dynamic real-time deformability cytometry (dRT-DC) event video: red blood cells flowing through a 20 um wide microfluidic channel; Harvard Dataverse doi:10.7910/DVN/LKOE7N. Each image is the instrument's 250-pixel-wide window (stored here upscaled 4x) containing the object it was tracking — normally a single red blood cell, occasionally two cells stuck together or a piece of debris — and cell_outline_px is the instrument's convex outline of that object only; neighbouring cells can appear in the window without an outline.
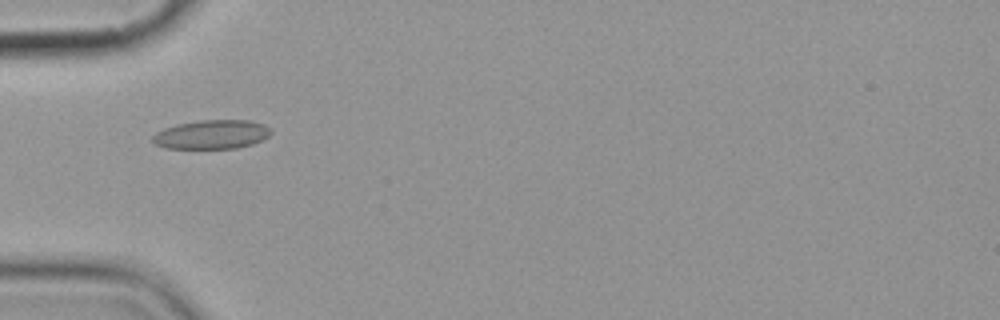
{"species": "common noctule bat (a hibernating species)", "species_latin": "Nyctalus noctula", "temperature_condition": "cold", "stored_images_in_passage": 6, "camera_frame_rate_fps": 3000, "um_per_image_px": 0.085, "animal": {"sex": "female", "body_mass_g": 19.9}, "frame": {"image": 1, "passage_image": 6, "time_ms": 5.667, "image_size_px": [1000, 320], "cell_outline_px": [[272, 132], [268, 136], [252, 144], [236, 148], [168, 148], [156, 144], [152, 140], [152, 136], [156, 132], [164, 128], [176, 124], [200, 120], [252, 120], [264, 124]], "centroid_in_image_um": [17.99, 11.42], "position_along_channel_um": 67.0, "area_um2": 19.88}}